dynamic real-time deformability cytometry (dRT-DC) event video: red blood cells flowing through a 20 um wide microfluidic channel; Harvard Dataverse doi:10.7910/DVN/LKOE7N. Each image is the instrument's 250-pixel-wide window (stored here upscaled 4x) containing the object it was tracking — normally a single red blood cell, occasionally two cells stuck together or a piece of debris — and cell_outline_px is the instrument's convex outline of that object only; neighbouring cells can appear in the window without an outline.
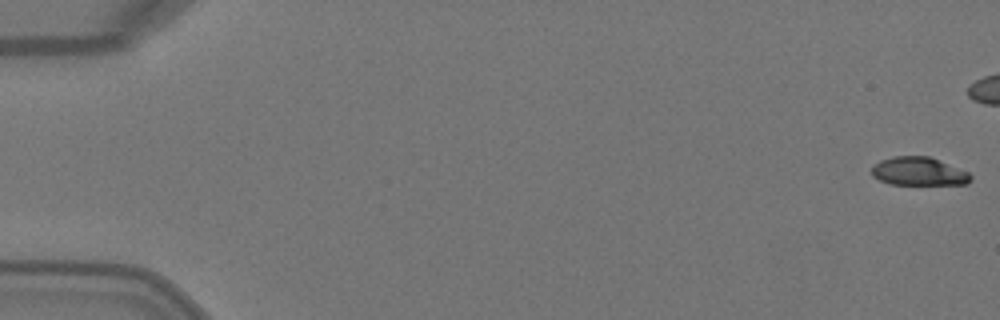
{"species": "Egyptian fruit bat (a non-hibernating species)", "species_latin": "Rousettus aegyptiacus", "temperature_condition": "warm", "stored_images_in_passage": 7, "camera_frame_rate_fps": 3000, "um_per_image_px": 0.085, "animal": {"sex": "female"}, "frame": {"image": 1, "passage_image": 1, "time_ms": 0.0, "image_size_px": [1000, 320], "cell_outline_px": [[972, 180], [968, 184], [888, 184], [872, 176], [872, 164], [880, 160], [892, 156], [928, 156], [968, 172], [972, 176]], "centroid_in_image_um": [78.06, 14.57], "position_along_channel_um": 6.9, "area_um2": 16.36}}
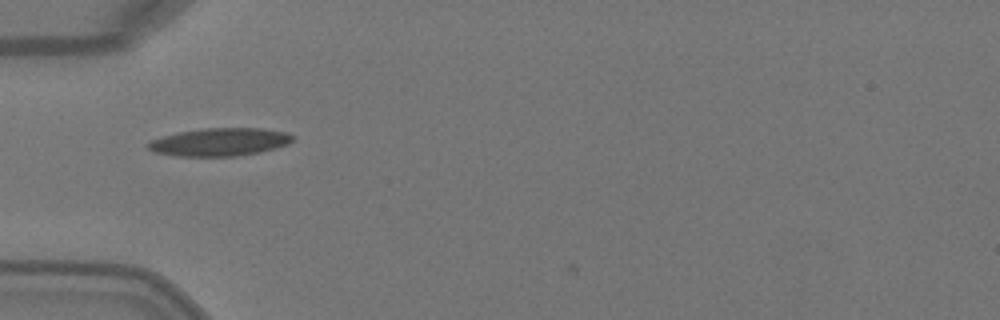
{"frame": {"image": 2, "passage_image": 6, "time_ms": 1.667, "image_size_px": [1000, 320], "cell_outline_px": [[292, 140], [288, 144], [276, 148], [260, 152], [236, 156], [176, 156], [156, 152], [148, 148], [144, 144], [152, 140], [176, 132], [204, 128], [264, 128], [288, 132], [292, 136]], "centroid_in_image_um": [18.68, 12.06], "position_along_channel_um": 66.3, "area_um2": 23.58}}